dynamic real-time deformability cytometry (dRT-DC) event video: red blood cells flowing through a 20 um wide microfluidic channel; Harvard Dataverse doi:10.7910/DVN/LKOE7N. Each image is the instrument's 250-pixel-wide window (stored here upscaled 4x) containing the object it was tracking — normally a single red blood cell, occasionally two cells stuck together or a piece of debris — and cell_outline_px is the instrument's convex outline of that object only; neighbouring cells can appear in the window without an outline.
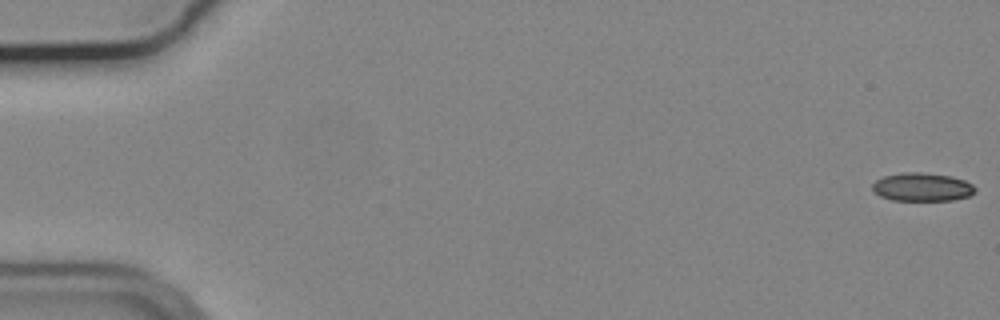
{"species": "common noctule bat (a hibernating species)", "species_latin": "Nyctalus noctula", "temperature_condition": "cold", "stored_images_in_passage": 27, "camera_frame_rate_fps": 3000, "um_per_image_px": 0.085, "animal": {"sex": "male", "body_mass_g": 19.2, "forearm_length_mm": 51.8}, "frame": {"image": 1, "passage_image": 1, "time_ms": 0.0, "image_size_px": [1000, 320], "cell_outline_px": [[976, 192], [968, 196], [952, 200], [892, 200], [880, 196], [872, 188], [872, 184], [876, 180], [884, 176], [904, 172], [920, 172], [952, 176], [964, 180], [972, 184], [976, 188]], "centroid_in_image_um": [78.4, 15.89], "position_along_channel_um": 6.6, "area_um2": 16.94}}
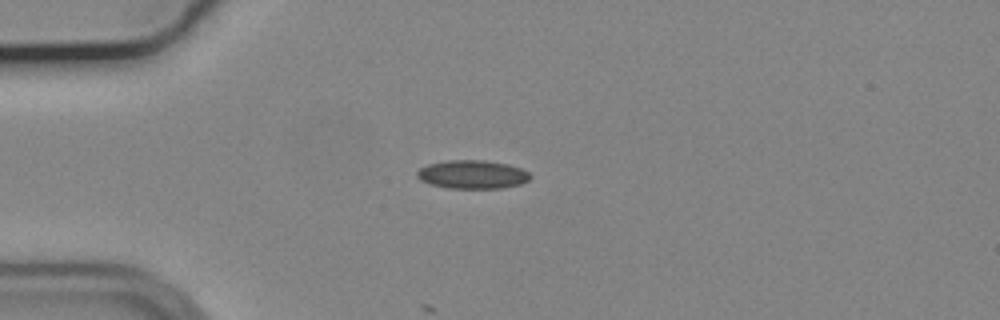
{"frame": {"image": 2, "passage_image": 15, "time_ms": 4.667, "image_size_px": [1000, 320], "cell_outline_px": [[532, 176], [528, 180], [520, 184], [504, 188], [448, 188], [428, 184], [420, 180], [416, 176], [416, 172], [420, 168], [428, 164], [448, 160], [484, 160], [508, 164], [520, 168], [528, 172]], "centroid_in_image_um": [40.13, 14.83], "position_along_channel_um": 44.9, "area_um2": 18.9}}
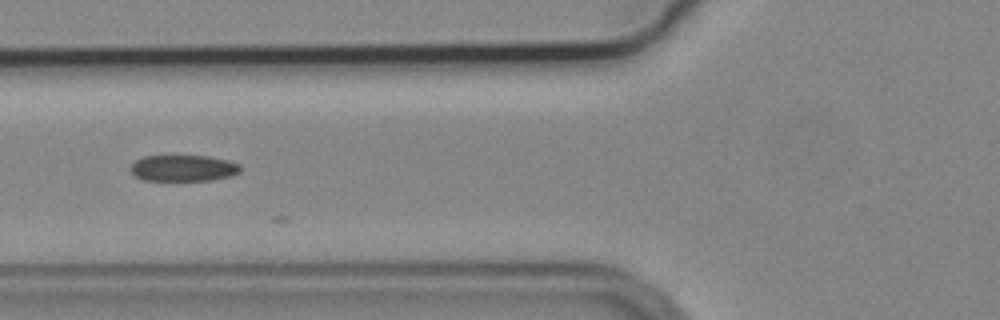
{"frame": {"image": 3, "passage_image": 22, "time_ms": 7.0, "image_size_px": [1000, 320], "cell_outline_px": [[240, 172], [232, 176], [212, 180], [144, 180], [136, 176], [128, 168], [136, 160], [144, 156], [208, 156], [228, 160], [240, 164]], "centroid_in_image_um": [15.6, 14.29], "position_along_channel_um": 110.2, "area_um2": 16.82}}